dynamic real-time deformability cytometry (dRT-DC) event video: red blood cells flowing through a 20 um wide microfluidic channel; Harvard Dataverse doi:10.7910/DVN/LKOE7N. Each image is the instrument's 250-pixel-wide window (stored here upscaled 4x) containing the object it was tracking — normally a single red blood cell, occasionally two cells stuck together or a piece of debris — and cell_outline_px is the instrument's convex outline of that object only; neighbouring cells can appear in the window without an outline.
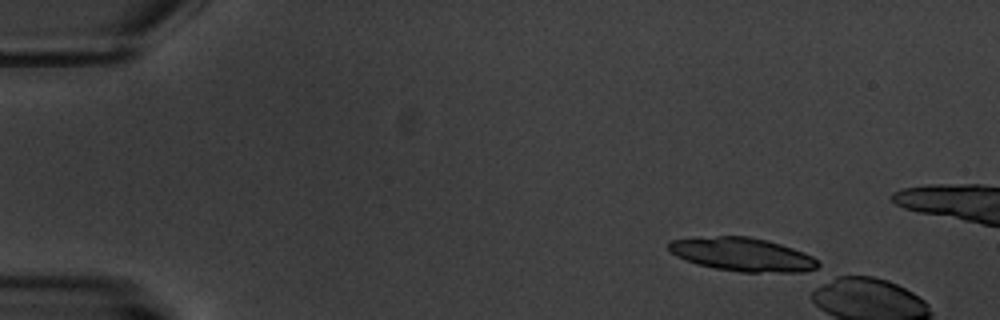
{"species": "common noctule bat (a hibernating species)", "species_latin": "Nyctalus noctula", "temperature_condition": "warm", "stored_images_in_passage": 3, "camera_frame_rate_fps": 3000, "um_per_image_px": 0.085, "animal": {"sex": "male", "body_mass_g": 20.1, "forearm_length_mm": 53.5}, "frame": {"image": 1, "passage_image": 1, "time_ms": 0.0, "image_size_px": [1000, 320], "cell_outline_px": [[820, 264], [816, 268], [804, 272], [740, 272], [716, 268], [696, 264], [676, 256], [668, 248], [668, 240], [716, 236], [748, 236], [780, 244], [804, 252], [812, 256]], "centroid_in_image_um": [63.1, 21.63], "position_along_channel_um": 21.9, "area_um2": 28.96}}